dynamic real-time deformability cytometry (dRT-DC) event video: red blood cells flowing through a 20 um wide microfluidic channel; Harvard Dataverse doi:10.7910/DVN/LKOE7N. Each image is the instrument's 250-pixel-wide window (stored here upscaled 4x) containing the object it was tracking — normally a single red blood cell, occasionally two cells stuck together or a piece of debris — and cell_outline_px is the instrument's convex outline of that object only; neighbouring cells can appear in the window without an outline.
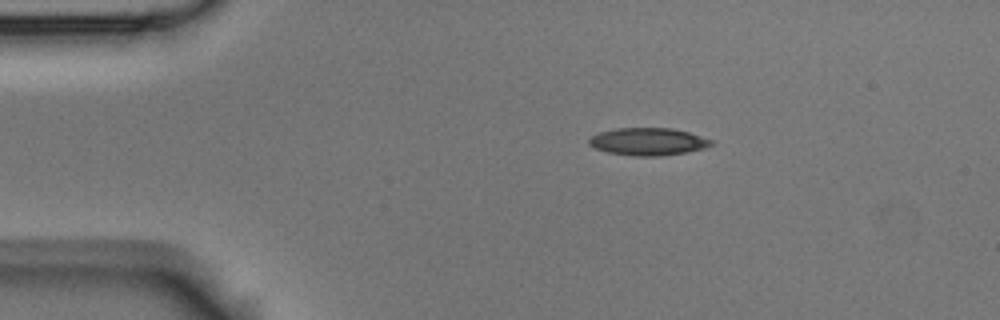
{"species": "Egyptian fruit bat (a non-hibernating species)", "species_latin": "Rousettus aegyptiacus", "temperature_condition": "room temperature", "stored_images_in_passage": 5, "camera_frame_rate_fps": 3000, "um_per_image_px": 0.085, "animal": {"sex": "male"}, "frame": {"image": 1, "passage_image": 1, "time_ms": 0.0, "image_size_px": [1000, 320], "cell_outline_px": [[712, 144], [704, 148], [684, 152], [660, 156], [636, 156], [608, 152], [596, 148], [588, 144], [588, 140], [592, 136], [600, 132], [616, 128], [672, 128], [688, 132], [712, 140]], "centroid_in_image_um": [55.06, 12.03], "position_along_channel_um": 29.9, "area_um2": 19.31}}
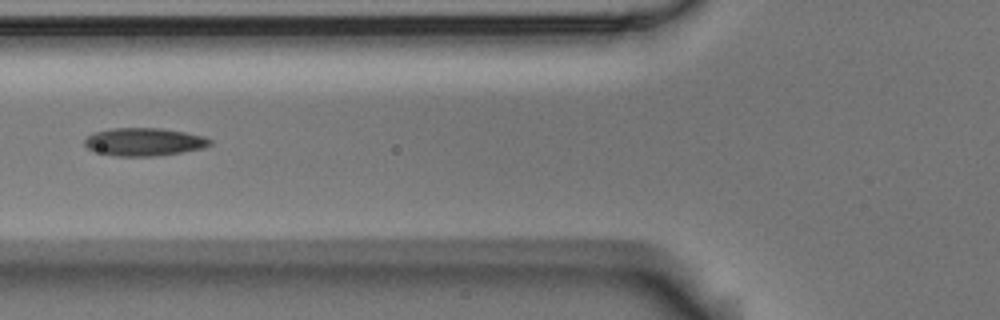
{"frame": {"image": 2, "passage_image": 4, "time_ms": 1.0, "image_size_px": [1000, 320], "cell_outline_px": [[212, 144], [204, 148], [156, 156], [116, 156], [92, 152], [84, 144], [84, 140], [88, 136], [96, 132], [112, 128], [160, 128], [184, 132], [204, 136], [212, 140]], "centroid_in_image_um": [12.24, 12.06], "position_along_channel_um": 113.6, "area_um2": 20.46}}
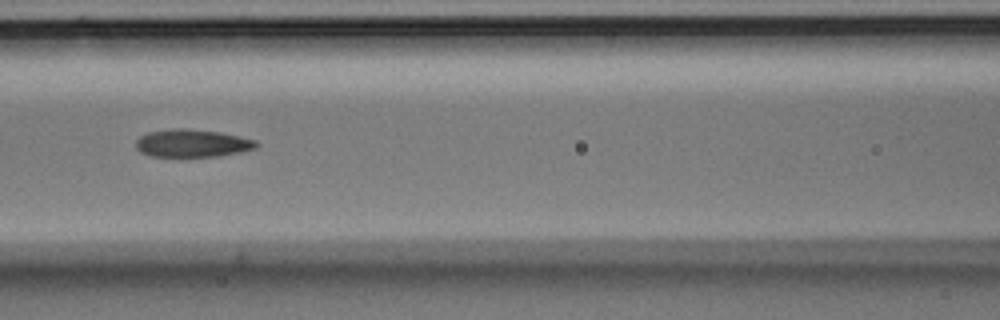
{"frame": {"image": 3, "passage_image": 5, "time_ms": 1.333, "image_size_px": [1000, 320], "cell_outline_px": [[260, 144], [256, 148], [240, 152], [220, 156], [152, 156], [140, 152], [136, 148], [136, 140], [140, 136], [148, 132], [172, 128], [184, 128], [220, 132], [240, 136], [256, 140]], "centroid_in_image_um": [16.36, 12.17], "position_along_channel_um": 150.2, "area_um2": 19.54}}